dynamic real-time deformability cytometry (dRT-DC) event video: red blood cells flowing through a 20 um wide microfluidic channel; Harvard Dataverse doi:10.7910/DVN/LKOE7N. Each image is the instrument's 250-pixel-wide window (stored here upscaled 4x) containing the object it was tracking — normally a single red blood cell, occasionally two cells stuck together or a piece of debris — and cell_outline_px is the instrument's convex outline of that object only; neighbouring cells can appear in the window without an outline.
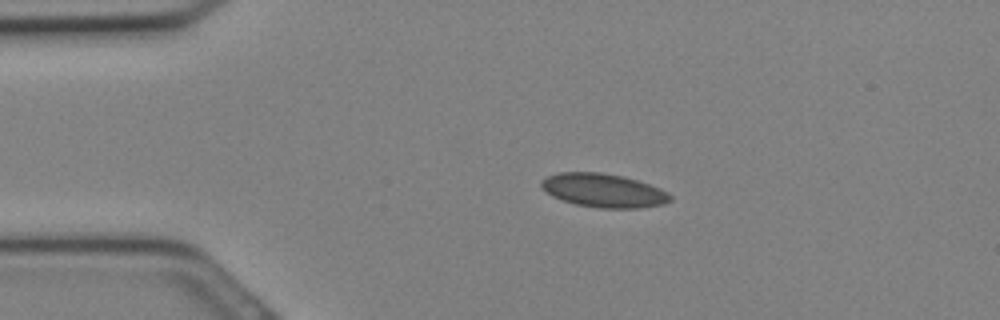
{"species": "Egyptian fruit bat (a non-hibernating species)", "species_latin": "Rousettus aegyptiacus", "temperature_condition": "cold", "stored_images_in_passage": 30, "camera_frame_rate_fps": 3000, "um_per_image_px": 0.085, "animal": {"sex": "female"}, "frame": {"image": 1, "passage_image": 5, "time_ms": 1.333, "image_size_px": [1000, 320], "cell_outline_px": [[672, 200], [664, 204], [640, 208], [600, 208], [576, 204], [552, 196], [540, 184], [540, 180], [556, 172], [600, 172], [624, 176], [660, 188], [668, 192], [672, 196]], "centroid_in_image_um": [51.32, 16.18], "position_along_channel_um": 33.7, "area_um2": 25.26}}
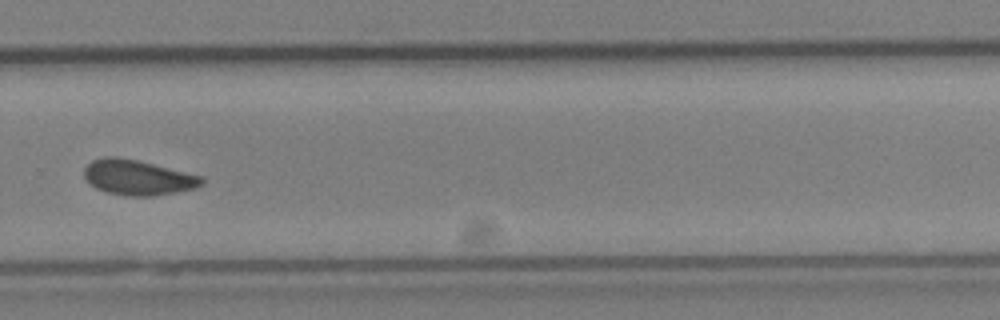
{"frame": {"image": 2, "passage_image": 20, "time_ms": 6.333, "image_size_px": [1000, 320], "cell_outline_px": [[204, 184], [196, 188], [176, 192], [152, 196], [128, 196], [108, 192], [96, 188], [84, 176], [84, 168], [92, 160], [108, 156], [116, 156], [136, 160], [204, 176]], "centroid_in_image_um": [11.75, 15.08], "position_along_channel_um": 318.0, "area_um2": 23.99}}
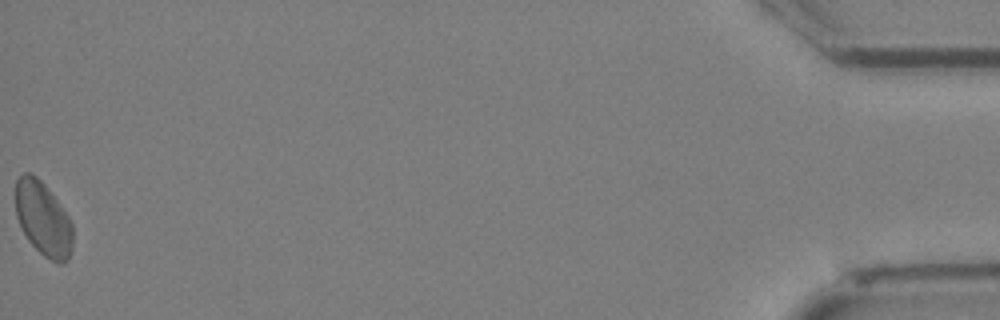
{"frame": {"image": 3, "passage_image": 30, "time_ms": 9.667, "image_size_px": [1000, 320], "cell_outline_px": [[72, 248], [68, 260], [60, 264], [44, 256], [28, 240], [16, 216], [16, 180], [24, 172], [28, 172], [36, 176], [44, 184], [68, 216], [72, 224]], "centroid_in_image_um": [3.67, 18.61], "position_along_channel_um": 431.5, "area_um2": 24.33}}